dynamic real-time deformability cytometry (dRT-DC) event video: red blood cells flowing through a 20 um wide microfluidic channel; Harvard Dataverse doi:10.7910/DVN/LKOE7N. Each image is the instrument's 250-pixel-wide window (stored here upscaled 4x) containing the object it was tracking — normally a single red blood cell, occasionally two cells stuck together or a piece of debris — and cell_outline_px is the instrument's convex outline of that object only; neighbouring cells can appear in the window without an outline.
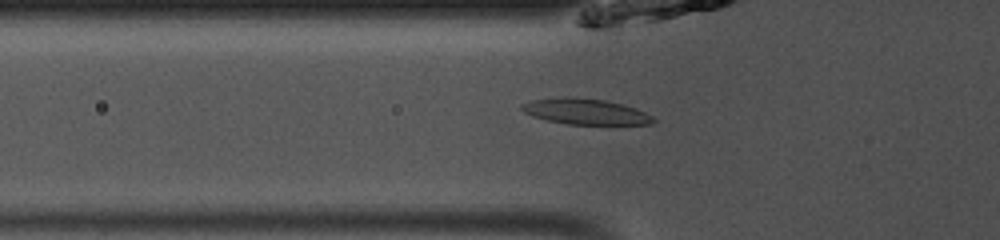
{"species": "common noctule bat (a hibernating species)", "species_latin": "Nyctalus noctula", "temperature_condition": "room temperature", "stored_images_in_passage": 38, "camera_frame_rate_fps": 3000, "um_per_image_px": 0.085, "animal": {"sex": "male", "body_mass_g": 13.0, "forearm_length_mm": 53.1}, "frame": {"image": 1, "passage_image": 6, "time_ms": 1.667, "image_size_px": [1000, 240], "cell_outline_px": [[656, 120], [652, 124], [568, 124], [548, 120], [532, 116], [524, 112], [520, 108], [520, 104], [532, 100], [604, 100], [636, 108], [652, 116]], "centroid_in_image_um": [49.82, 9.54], "position_along_channel_um": 76.0, "area_um2": 18.55}}
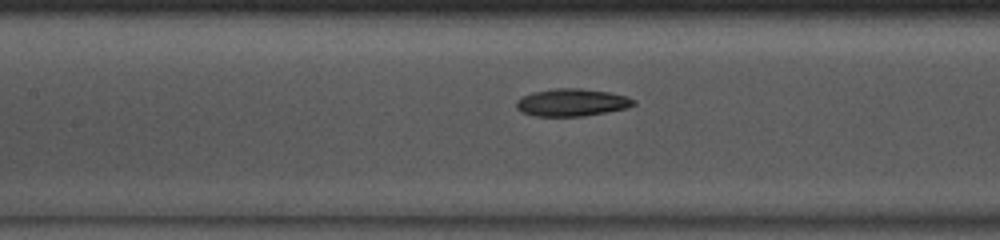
{"frame": {"image": 2, "passage_image": 12, "time_ms": 3.667, "image_size_px": [1000, 240], "cell_outline_px": [[636, 104], [624, 108], [584, 116], [536, 116], [520, 112], [516, 108], [516, 100], [532, 92], [556, 88], [580, 88], [608, 92], [628, 96], [636, 100]], "centroid_in_image_um": [48.58, 8.7], "position_along_channel_um": 158.8, "area_um2": 18.73}}
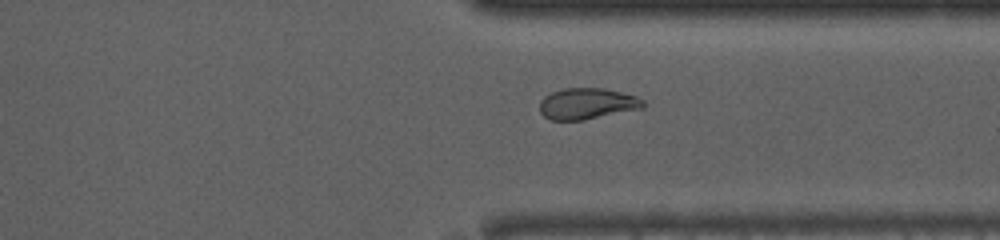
{"frame": {"image": 3, "passage_image": 27, "time_ms": 8.667, "image_size_px": [1000, 240], "cell_outline_px": [[644, 108], [584, 120], [552, 120], [544, 116], [540, 112], [540, 100], [544, 96], [552, 92], [564, 88], [604, 88], [636, 96], [644, 100]], "centroid_in_image_um": [49.91, 8.81], "position_along_channel_um": 361.5, "area_um2": 18.84}, "authors_computed_cell_mechanics": {"area_um2": 18.9295, "velocity_mm_per_s": 4.0631, "shape_relaxation_time_tau1_ms": 5.95, "shape_relaxation_time_tau2_ms": 4.1682, "deformation_change_tau1": 0.1685, "deformation_change_tau2": 0.0997}}